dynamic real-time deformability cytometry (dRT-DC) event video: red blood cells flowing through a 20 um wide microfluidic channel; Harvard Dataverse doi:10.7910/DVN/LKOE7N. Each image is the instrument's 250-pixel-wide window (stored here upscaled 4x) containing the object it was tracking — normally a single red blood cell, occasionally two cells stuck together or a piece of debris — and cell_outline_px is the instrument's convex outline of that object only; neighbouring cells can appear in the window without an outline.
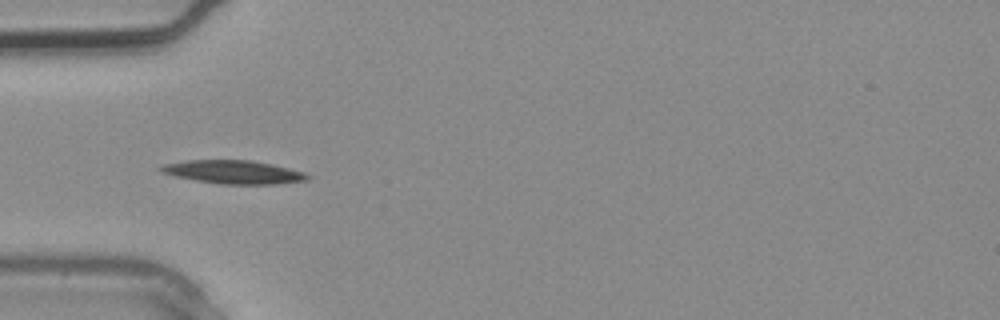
{"species": "common noctule bat (a hibernating species)", "species_latin": "Nyctalus noctula", "temperature_condition": "warm", "stored_images_in_passage": 4, "camera_frame_rate_fps": 3000, "um_per_image_px": 0.085, "animal": {"sex": "male", "body_mass_g": 20.4}, "frame": {"image": 1, "passage_image": 4, "time_ms": 1.0, "image_size_px": [1000, 320], "cell_outline_px": [[312, 176], [308, 180], [276, 184], [220, 184], [196, 180], [176, 176], [160, 172], [156, 168], [164, 164], [184, 160], [252, 160], [272, 164], [304, 172]], "centroid_in_image_um": [19.84, 14.62], "position_along_channel_um": 65.2, "area_um2": 20.06}}